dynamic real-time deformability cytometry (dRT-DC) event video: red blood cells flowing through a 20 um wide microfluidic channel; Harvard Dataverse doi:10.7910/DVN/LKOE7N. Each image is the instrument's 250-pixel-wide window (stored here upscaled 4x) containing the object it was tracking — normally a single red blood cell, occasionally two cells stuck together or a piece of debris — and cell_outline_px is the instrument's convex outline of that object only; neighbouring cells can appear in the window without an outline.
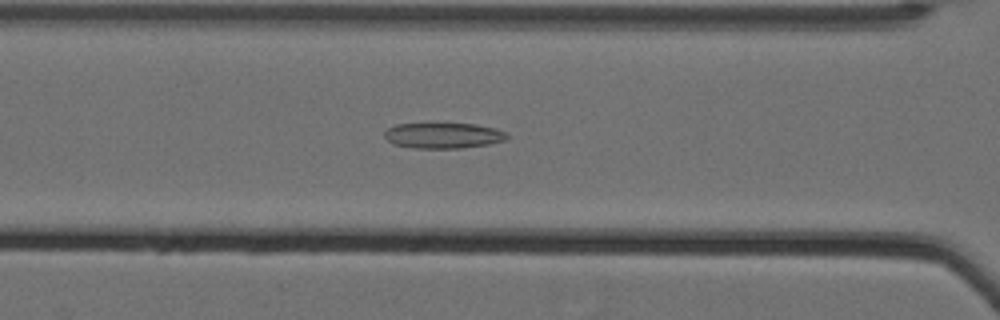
{"species": "Egyptian fruit bat (a non-hibernating species)", "species_latin": "Rousettus aegyptiacus", "temperature_condition": "cold", "stored_images_in_passage": 62, "camera_frame_rate_fps": 3000, "um_per_image_px": 0.085, "animal": {"sex": "female"}, "frame": {"image": 1, "passage_image": 31, "time_ms": 10.0, "image_size_px": [1000, 320], "cell_outline_px": [[508, 136], [504, 140], [488, 144], [460, 148], [412, 148], [392, 144], [384, 136], [384, 132], [388, 128], [396, 124], [476, 124], [496, 128], [508, 132]], "centroid_in_image_um": [37.68, 11.52], "position_along_channel_um": 128.9, "area_um2": 18.26}}
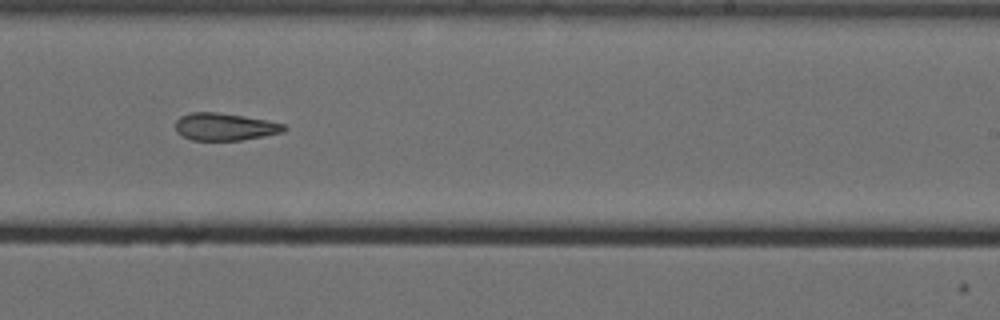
{"frame": {"image": 2, "passage_image": 43, "time_ms": 14.0, "image_size_px": [1000, 320], "cell_outline_px": [[288, 128], [284, 132], [240, 140], [192, 140], [176, 132], [176, 120], [180, 116], [192, 112], [216, 112], [244, 116], [268, 120], [284, 124]], "centroid_in_image_um": [19.12, 10.77], "position_along_channel_um": 269.9, "area_um2": 17.28}}
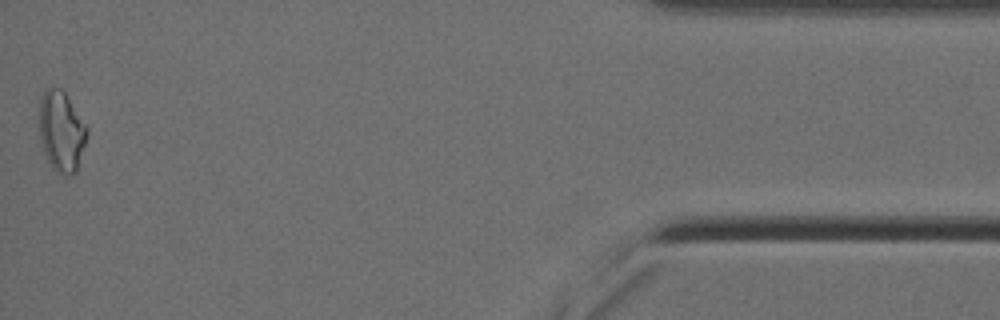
{"frame": {"image": 3, "passage_image": 62, "time_ms": 20.333, "image_size_px": [1000, 320], "cell_outline_px": [[88, 132], [76, 172], [68, 176], [60, 176], [52, 168], [44, 152], [40, 140], [40, 100], [44, 88], [60, 88], [64, 92], [88, 128]], "centroid_in_image_um": [5.21, 11.19], "position_along_channel_um": 430.0, "area_um2": 22.25}}